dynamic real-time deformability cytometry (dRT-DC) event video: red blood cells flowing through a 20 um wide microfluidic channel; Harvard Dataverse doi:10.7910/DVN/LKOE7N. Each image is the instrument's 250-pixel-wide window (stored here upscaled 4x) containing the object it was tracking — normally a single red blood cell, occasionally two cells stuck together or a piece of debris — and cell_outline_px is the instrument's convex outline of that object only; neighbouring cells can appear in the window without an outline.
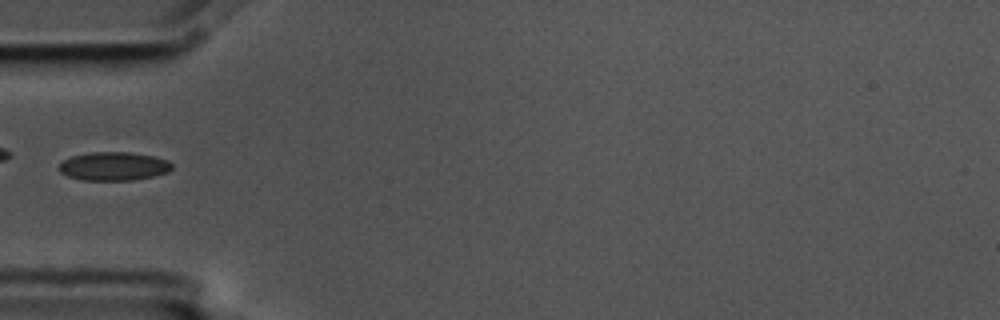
{"species": "common noctule bat (a hibernating species)", "species_latin": "Nyctalus noctula", "temperature_condition": "cold", "stored_images_in_passage": 20, "camera_frame_rate_fps": 3000, "um_per_image_px": 0.085, "animal": {"sex": "male", "body_mass_g": 17.5, "forearm_length_mm": 52.3}, "frame": {"image": 1, "passage_image": 1, "time_ms": 0.0, "image_size_px": [1000, 320], "cell_outline_px": [[172, 168], [168, 172], [152, 176], [132, 180], [80, 180], [68, 176], [60, 172], [56, 168], [64, 160], [72, 156], [92, 152], [128, 152], [156, 156], [168, 160], [172, 164]], "centroid_in_image_um": [9.66, 14.13], "position_along_channel_um": 75.3, "area_um2": 18.84}}